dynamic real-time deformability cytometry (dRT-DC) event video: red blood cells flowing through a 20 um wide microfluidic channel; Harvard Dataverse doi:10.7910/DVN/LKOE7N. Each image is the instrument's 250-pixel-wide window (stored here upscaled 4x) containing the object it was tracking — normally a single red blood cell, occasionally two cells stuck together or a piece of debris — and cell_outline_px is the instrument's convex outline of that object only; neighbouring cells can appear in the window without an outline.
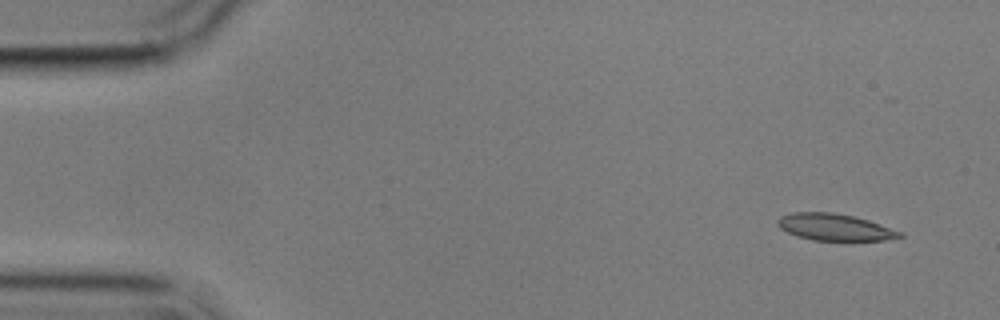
{"species": "common noctule bat (a hibernating species)", "species_latin": "Nyctalus noctula", "temperature_condition": "cold", "stored_images_in_passage": 7, "camera_frame_rate_fps": 3000, "um_per_image_px": 0.085, "animal": {"sex": "male", "body_mass_g": 17.9}, "frame": {"image": 1, "passage_image": 1, "time_ms": 0.0, "image_size_px": [1000, 320], "cell_outline_px": [[904, 236], [884, 240], [812, 240], [796, 236], [780, 228], [776, 224], [776, 220], [780, 216], [792, 212], [832, 212], [852, 216], [868, 220], [904, 232]], "centroid_in_image_um": [70.93, 19.3], "position_along_channel_um": 14.1, "area_um2": 19.07}}
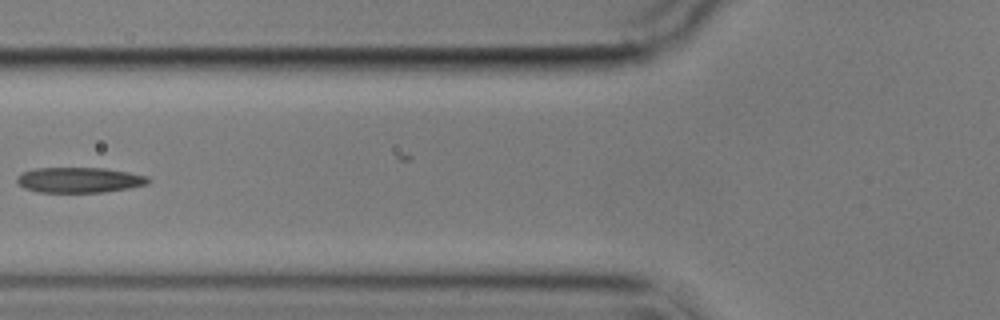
{"frame": {"image": 2, "passage_image": 6, "time_ms": 6.0, "image_size_px": [1000, 320], "cell_outline_px": [[152, 180], [148, 184], [128, 188], [104, 192], [40, 192], [24, 188], [16, 180], [16, 176], [20, 172], [36, 168], [104, 168], [128, 172], [148, 176]], "centroid_in_image_um": [6.74, 15.29], "position_along_channel_um": 119.1, "area_um2": 19.48}}
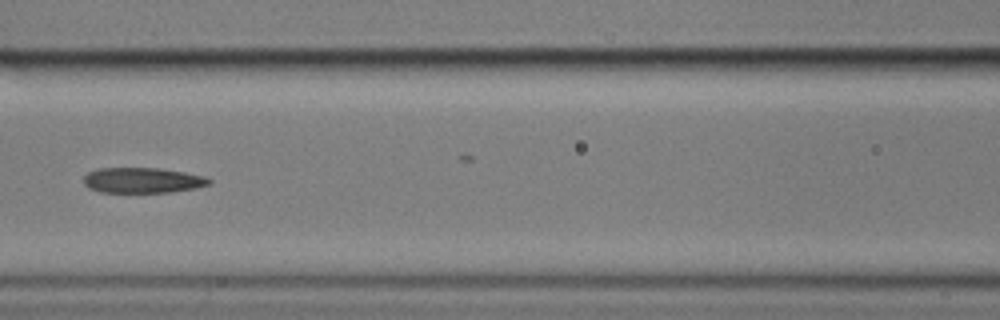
{"frame": {"image": 3, "passage_image": 7, "time_ms": 7.0, "image_size_px": [1000, 320], "cell_outline_px": [[212, 180], [208, 184], [196, 188], [172, 192], [100, 192], [88, 188], [84, 184], [84, 176], [88, 172], [100, 168], [160, 168], [184, 172], [204, 176]], "centroid_in_image_um": [12.1, 15.32], "position_along_channel_um": 154.5, "area_um2": 18.55}}